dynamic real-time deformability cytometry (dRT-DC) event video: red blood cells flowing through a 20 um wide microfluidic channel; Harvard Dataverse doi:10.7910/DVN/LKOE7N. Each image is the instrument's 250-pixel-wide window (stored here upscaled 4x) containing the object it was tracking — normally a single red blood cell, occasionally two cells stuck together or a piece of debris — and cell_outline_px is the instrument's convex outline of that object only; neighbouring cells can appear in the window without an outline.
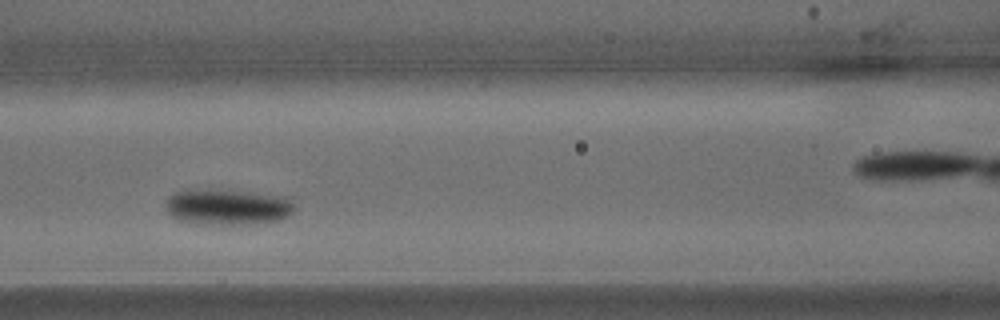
{"species": "common noctule bat (a hibernating species)", "species_latin": "Nyctalus noctula", "temperature_condition": "warm", "stored_images_in_passage": 27, "camera_frame_rate_fps": 3000, "um_per_image_px": 0.085, "animal": {"sex": "male", "body_mass_g": 15.6}, "frame": {"image": 1, "passage_image": 8, "time_ms": 2.333, "image_size_px": [1000, 320], "cell_outline_px": [[292, 212], [288, 216], [280, 220], [256, 224], [196, 224], [176, 220], [164, 208], [168, 196], [176, 192], [240, 192], [284, 196], [292, 204]], "centroid_in_image_um": [19.32, 17.66], "position_along_channel_um": 147.3, "area_um2": 25.95}}
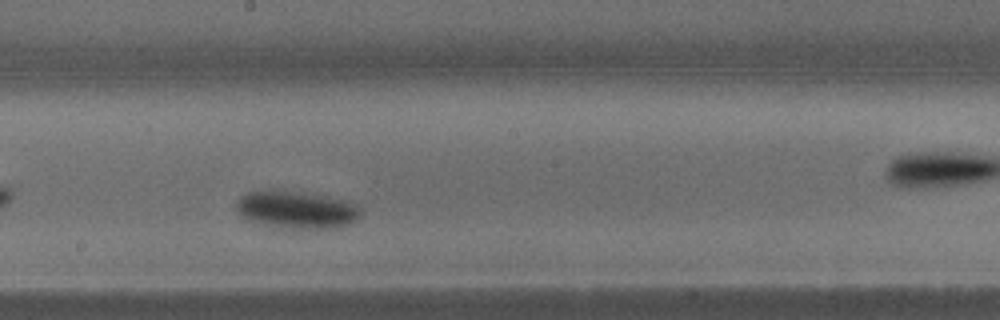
{"frame": {"image": 2, "passage_image": 12, "time_ms": 3.667, "image_size_px": [1000, 320], "cell_outline_px": [[360, 216], [356, 220], [348, 224], [336, 228], [280, 228], [248, 220], [236, 208], [236, 200], [240, 196], [248, 192], [300, 192], [348, 200], [356, 204], [360, 208]], "centroid_in_image_um": [25.25, 17.85], "position_along_channel_um": 222.9, "area_um2": 26.65}}
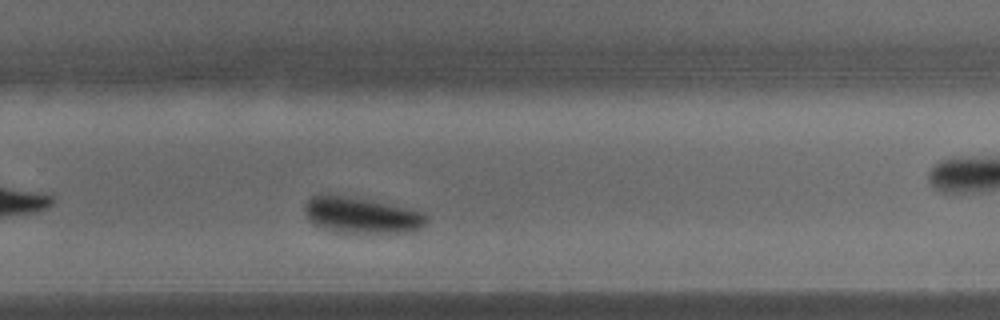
{"frame": {"image": 3, "passage_image": 16, "time_ms": 5.0, "image_size_px": [1000, 320], "cell_outline_px": [[428, 220], [424, 228], [416, 232], [332, 232], [320, 228], [304, 212], [304, 204], [312, 196], [320, 192], [348, 196], [372, 200], [424, 212], [428, 216]], "centroid_in_image_um": [30.74, 18.28], "position_along_channel_um": 299.1, "area_um2": 26.01}}